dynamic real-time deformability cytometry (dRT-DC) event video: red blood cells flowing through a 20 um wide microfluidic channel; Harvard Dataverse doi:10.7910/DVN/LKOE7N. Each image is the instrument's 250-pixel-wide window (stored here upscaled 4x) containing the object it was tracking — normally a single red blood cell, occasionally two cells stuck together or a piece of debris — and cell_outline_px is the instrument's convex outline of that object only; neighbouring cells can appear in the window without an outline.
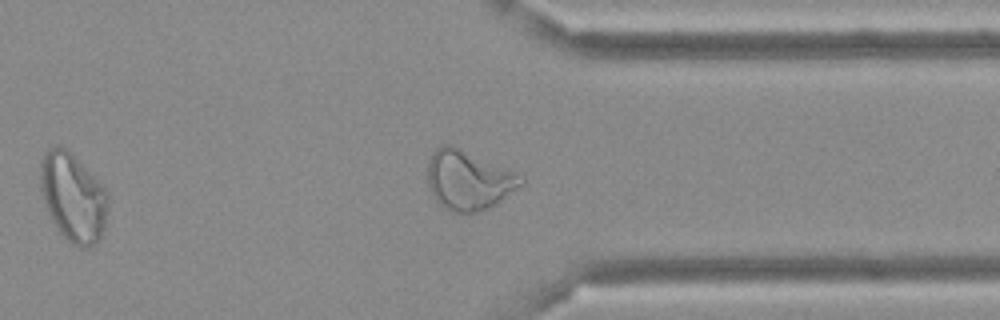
{"species": "Egyptian fruit bat (a non-hibernating species)", "species_latin": "Rousettus aegyptiacus", "temperature_condition": "cold", "stored_images_in_passage": 42, "camera_frame_rate_fps": 3000, "um_per_image_px": 0.085, "frame": {"image": 1, "passage_image": 36, "time_ms": 11.667, "image_size_px": [1000, 320], "cell_outline_px": [[524, 184], [496, 204], [488, 208], [476, 212], [456, 212], [444, 208], [432, 196], [428, 184], [428, 160], [432, 152], [440, 144], [452, 144], [524, 176]], "centroid_in_image_um": [39.81, 15.29], "position_along_channel_um": 371.6, "area_um2": 32.43}}